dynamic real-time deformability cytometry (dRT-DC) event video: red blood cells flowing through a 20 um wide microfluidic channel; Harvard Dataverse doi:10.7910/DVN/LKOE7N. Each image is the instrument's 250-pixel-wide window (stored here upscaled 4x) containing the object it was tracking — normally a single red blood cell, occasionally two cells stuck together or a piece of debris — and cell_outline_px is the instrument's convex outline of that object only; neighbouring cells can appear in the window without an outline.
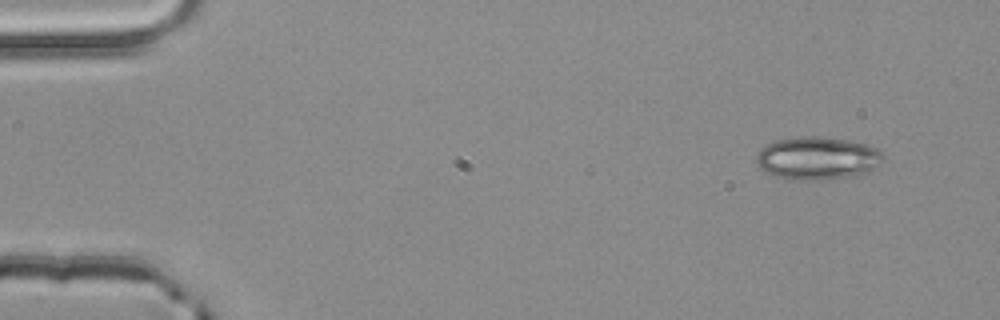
{"species": "common noctule bat (a hibernating species)", "species_latin": "Nyctalus noctula", "temperature_condition": "room temperature", "stored_images_in_passage": 3, "camera_frame_rate_fps": 3000, "um_per_image_px": 0.085, "animal": {"sex": "male", "body_mass_g": 20.4}, "frame": {"image": 1, "passage_image": 1, "time_ms": 0.0, "image_size_px": [1000, 320], "cell_outline_px": [[884, 160], [880, 164], [864, 172], [852, 176], [820, 180], [792, 180], [776, 176], [760, 168], [756, 160], [756, 156], [760, 148], [776, 140], [796, 136], [820, 136], [848, 140], [864, 144], [876, 148], [884, 156]], "centroid_in_image_um": [69.45, 13.44], "position_along_channel_um": 15.5, "area_um2": 31.62}}